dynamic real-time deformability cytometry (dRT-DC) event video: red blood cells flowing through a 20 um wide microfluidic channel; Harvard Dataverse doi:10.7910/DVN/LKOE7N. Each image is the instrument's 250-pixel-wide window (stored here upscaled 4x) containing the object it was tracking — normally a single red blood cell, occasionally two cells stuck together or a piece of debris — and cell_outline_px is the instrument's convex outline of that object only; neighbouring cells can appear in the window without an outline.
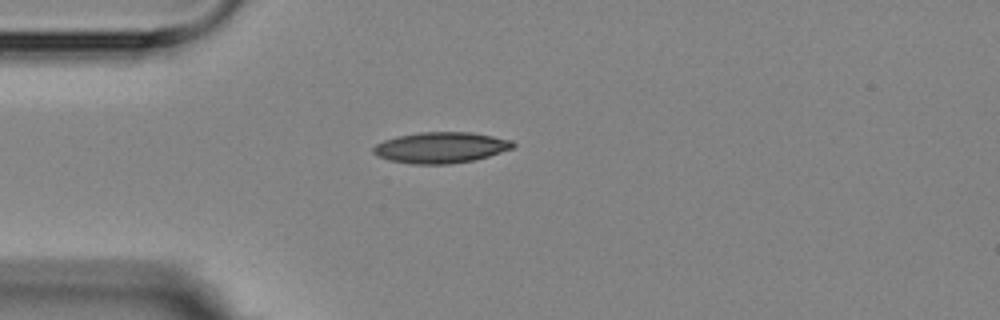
{"species": "Egyptian fruit bat (a non-hibernating species)", "species_latin": "Rousettus aegyptiacus", "temperature_condition": "room temperature", "stored_images_in_passage": 1, "camera_frame_rate_fps": 3000, "um_per_image_px": 0.085, "animal": {"sex": "female"}, "frame": {"image": 1, "passage_image": 1, "time_ms": 0.0, "image_size_px": [1000, 320], "cell_outline_px": [[516, 144], [512, 148], [488, 156], [472, 160], [448, 164], [412, 164], [388, 160], [376, 156], [372, 152], [372, 148], [376, 144], [384, 140], [396, 136], [420, 132], [472, 132], [512, 140]], "centroid_in_image_um": [37.42, 12.54], "position_along_channel_um": 47.6, "area_um2": 25.2}}